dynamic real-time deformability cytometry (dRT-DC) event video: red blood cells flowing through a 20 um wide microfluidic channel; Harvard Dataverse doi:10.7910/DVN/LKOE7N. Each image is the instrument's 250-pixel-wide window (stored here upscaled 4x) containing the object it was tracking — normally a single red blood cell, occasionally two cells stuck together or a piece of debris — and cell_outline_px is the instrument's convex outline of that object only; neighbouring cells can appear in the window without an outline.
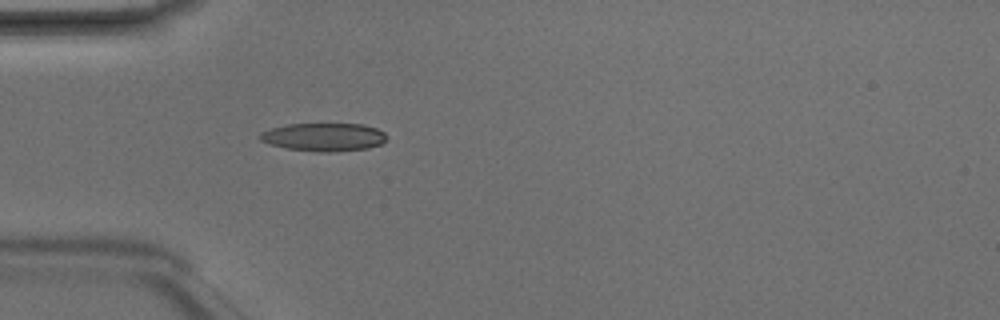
{"species": "Egyptian fruit bat (a non-hibernating species)", "species_latin": "Rousettus aegyptiacus", "temperature_condition": "room temperature", "stored_images_in_passage": 4, "camera_frame_rate_fps": 3000, "um_per_image_px": 0.085, "animal": {"sex": "male"}, "frame": {"image": 1, "passage_image": 4, "time_ms": 1.0, "image_size_px": [1000, 320], "cell_outline_px": [[388, 140], [380, 144], [368, 148], [328, 152], [320, 152], [288, 148], [272, 144], [260, 140], [260, 132], [272, 128], [288, 124], [364, 124], [376, 128], [384, 132], [388, 136]], "centroid_in_image_um": [27.58, 11.64], "position_along_channel_um": 57.4, "area_um2": 20.63}}